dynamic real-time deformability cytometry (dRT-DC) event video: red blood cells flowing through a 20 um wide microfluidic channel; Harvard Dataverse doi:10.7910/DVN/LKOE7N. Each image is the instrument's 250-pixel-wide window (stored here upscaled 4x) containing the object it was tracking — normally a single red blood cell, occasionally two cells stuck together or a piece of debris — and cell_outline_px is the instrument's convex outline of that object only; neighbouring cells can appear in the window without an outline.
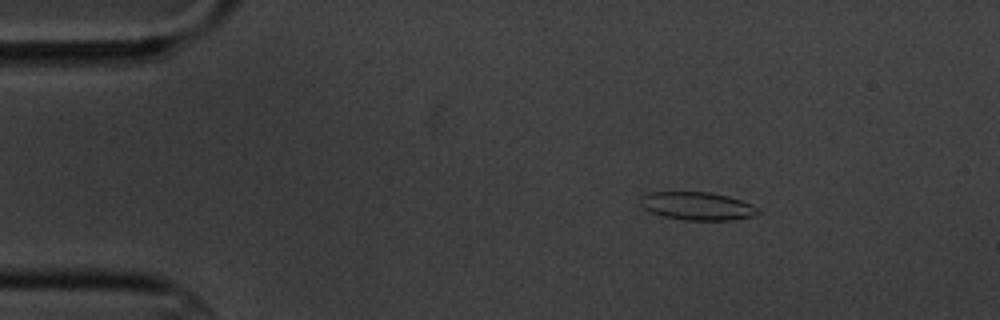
{"species": "common noctule bat (a hibernating species)", "species_latin": "Nyctalus noctula", "temperature_condition": "cold", "stored_images_in_passage": 6, "camera_frame_rate_fps": 3000, "um_per_image_px": 0.085, "animal": {"sex": "male", "body_mass_g": 20.1, "forearm_length_mm": 53.5}, "frame": {"image": 1, "passage_image": 3, "time_ms": 2.333, "image_size_px": [1000, 320], "cell_outline_px": [[760, 212], [752, 216], [732, 220], [684, 220], [664, 216], [652, 212], [644, 208], [640, 204], [640, 200], [648, 192], [712, 192], [728, 196], [752, 204], [760, 208]], "centroid_in_image_um": [59.31, 17.51], "position_along_channel_um": 25.7, "area_um2": 19.19}}